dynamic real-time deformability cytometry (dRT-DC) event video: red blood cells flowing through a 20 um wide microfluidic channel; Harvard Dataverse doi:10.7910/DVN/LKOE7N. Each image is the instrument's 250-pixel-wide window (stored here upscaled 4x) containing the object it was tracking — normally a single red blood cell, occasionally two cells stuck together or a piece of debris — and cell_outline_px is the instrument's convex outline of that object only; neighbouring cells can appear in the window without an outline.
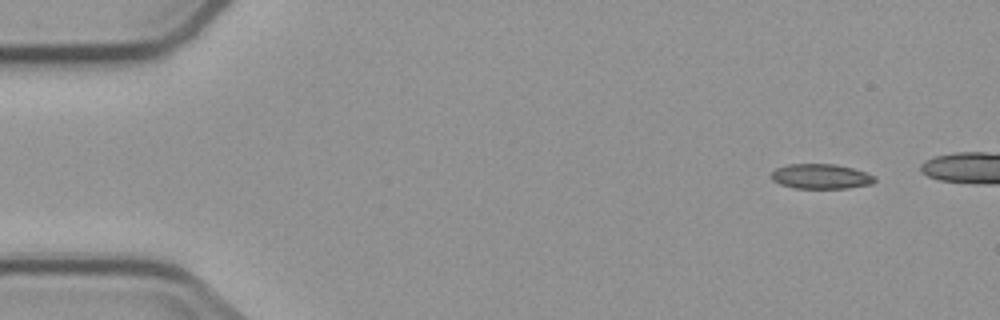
{"species": "common noctule bat (a hibernating species)", "species_latin": "Nyctalus noctula", "temperature_condition": "cold", "stored_images_in_passage": 5, "camera_frame_rate_fps": 3000, "um_per_image_px": 0.085, "animal": {"sex": "male", "body_mass_g": 23.1, "forearm_length_mm": 52.7}, "frame": {"image": 1, "passage_image": 1, "time_ms": 0.0, "image_size_px": [1000, 320], "cell_outline_px": [[876, 180], [872, 184], [848, 188], [792, 188], [780, 184], [772, 180], [768, 176], [776, 168], [788, 164], [836, 164], [852, 168], [876, 176]], "centroid_in_image_um": [69.75, 15.0], "position_along_channel_um": 15.3, "area_um2": 15.14}}